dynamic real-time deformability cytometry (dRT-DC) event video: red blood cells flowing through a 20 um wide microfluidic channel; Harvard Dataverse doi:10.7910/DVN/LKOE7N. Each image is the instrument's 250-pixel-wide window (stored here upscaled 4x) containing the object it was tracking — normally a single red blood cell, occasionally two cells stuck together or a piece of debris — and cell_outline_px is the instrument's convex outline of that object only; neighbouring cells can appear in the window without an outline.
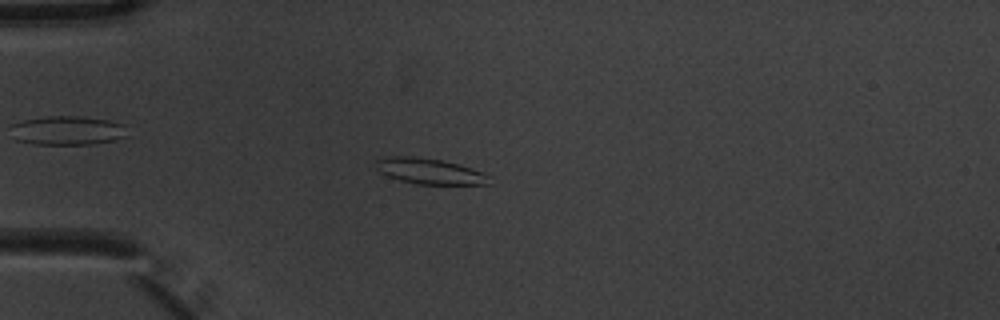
{"species": "common noctule bat (a hibernating species)", "species_latin": "Nyctalus noctula", "temperature_condition": "warm", "stored_images_in_passage": 8, "camera_frame_rate_fps": 3000, "um_per_image_px": 0.085, "animal": {"sex": "male", "body_mass_g": 20.1, "forearm_length_mm": 53.5}, "frame": {"image": 1, "passage_image": 5, "time_ms": 1.333, "image_size_px": [1000, 320], "cell_outline_px": [[488, 184], [416, 184], [400, 180], [388, 176], [380, 172], [376, 168], [376, 160], [384, 156], [412, 156], [440, 160], [456, 164], [480, 172], [488, 176]], "centroid_in_image_um": [36.41, 14.55], "position_along_channel_um": 48.6, "area_um2": 16.59}}
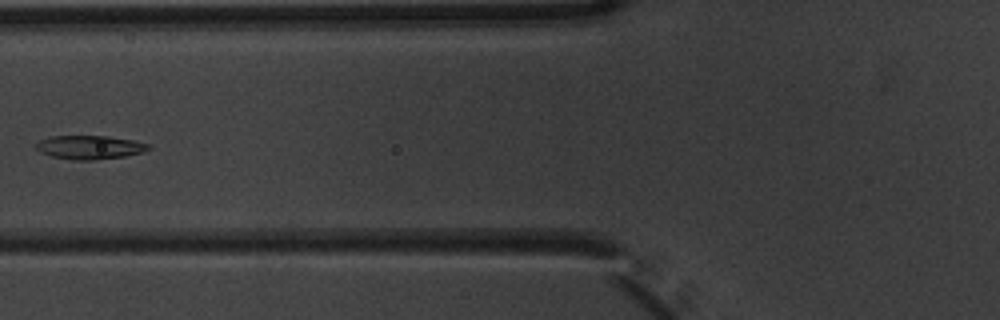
{"frame": {"image": 2, "passage_image": 7, "time_ms": 2.0, "image_size_px": [1000, 320], "cell_outline_px": [[152, 148], [144, 152], [124, 156], [92, 160], [76, 160], [52, 156], [40, 152], [36, 148], [36, 144], [40, 140], [52, 136], [108, 136], [132, 140], [152, 144]], "centroid_in_image_um": [7.68, 12.51], "position_along_channel_um": 118.1, "area_um2": 15.49}}
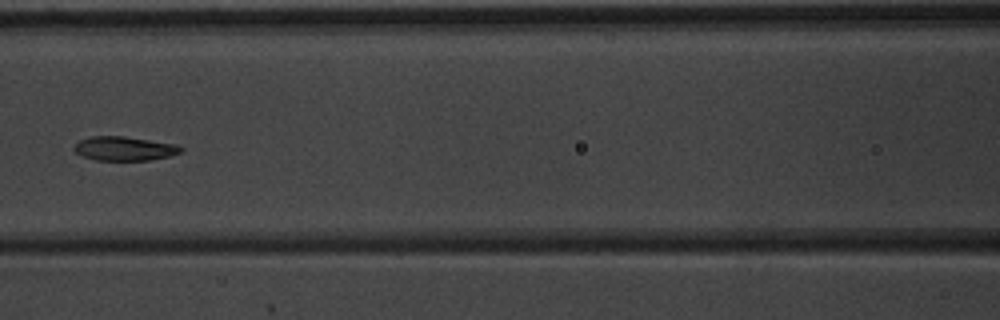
{"frame": {"image": 3, "passage_image": 8, "time_ms": 2.333, "image_size_px": [1000, 320], "cell_outline_px": [[184, 148], [180, 152], [168, 156], [148, 160], [96, 160], [80, 156], [72, 148], [80, 140], [92, 136], [124, 136], [172, 144]], "centroid_in_image_um": [10.5, 12.63], "position_along_channel_um": 156.1, "area_um2": 14.74}}